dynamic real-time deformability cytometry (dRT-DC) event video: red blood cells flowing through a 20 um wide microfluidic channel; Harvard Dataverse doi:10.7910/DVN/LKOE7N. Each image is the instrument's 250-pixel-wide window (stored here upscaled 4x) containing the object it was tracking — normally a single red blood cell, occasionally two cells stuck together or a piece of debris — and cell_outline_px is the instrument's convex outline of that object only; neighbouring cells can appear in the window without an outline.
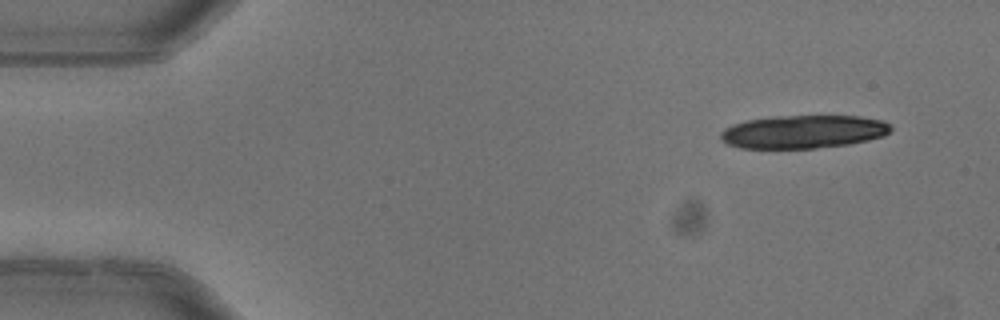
{"species": "common noctule bat (a hibernating species)", "species_latin": "Nyctalus noctula", "temperature_condition": "warm", "stored_images_in_passage": 5, "camera_frame_rate_fps": 3000, "um_per_image_px": 0.085, "animal": {"sex": "female"}, "frame": {"image": 1, "passage_image": 1, "time_ms": 0.0, "image_size_px": [1000, 320], "cell_outline_px": [[892, 128], [884, 136], [868, 140], [848, 144], [816, 148], [740, 148], [728, 144], [720, 140], [720, 132], [724, 128], [732, 124], [744, 120], [772, 116], [860, 116], [884, 120], [892, 124]], "centroid_in_image_um": [68.27, 11.19], "position_along_channel_um": 16.7, "area_um2": 33.23}}